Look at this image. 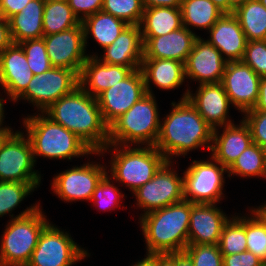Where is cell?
I'll return each mask as SVG.
<instances>
[{
  "label": "cell",
  "mask_w": 266,
  "mask_h": 266,
  "mask_svg": "<svg viewBox=\"0 0 266 266\" xmlns=\"http://www.w3.org/2000/svg\"><path fill=\"white\" fill-rule=\"evenodd\" d=\"M226 63L220 51L199 36L184 64L185 78L198 81L199 85L219 83L222 81Z\"/></svg>",
  "instance_id": "18"
},
{
  "label": "cell",
  "mask_w": 266,
  "mask_h": 266,
  "mask_svg": "<svg viewBox=\"0 0 266 266\" xmlns=\"http://www.w3.org/2000/svg\"><path fill=\"white\" fill-rule=\"evenodd\" d=\"M140 146L132 148V145L108 144L100 152H96V155H102L107 150L111 152L113 149L110 177L119 184L126 185L132 193L150 181L168 161L155 146Z\"/></svg>",
  "instance_id": "6"
},
{
  "label": "cell",
  "mask_w": 266,
  "mask_h": 266,
  "mask_svg": "<svg viewBox=\"0 0 266 266\" xmlns=\"http://www.w3.org/2000/svg\"><path fill=\"white\" fill-rule=\"evenodd\" d=\"M218 246L222 255L247 251L245 215L230 217L223 227Z\"/></svg>",
  "instance_id": "35"
},
{
  "label": "cell",
  "mask_w": 266,
  "mask_h": 266,
  "mask_svg": "<svg viewBox=\"0 0 266 266\" xmlns=\"http://www.w3.org/2000/svg\"><path fill=\"white\" fill-rule=\"evenodd\" d=\"M143 39L140 25H128L116 40L104 48V54L98 57L101 62L110 65H122L132 70L140 69L143 60Z\"/></svg>",
  "instance_id": "22"
},
{
  "label": "cell",
  "mask_w": 266,
  "mask_h": 266,
  "mask_svg": "<svg viewBox=\"0 0 266 266\" xmlns=\"http://www.w3.org/2000/svg\"><path fill=\"white\" fill-rule=\"evenodd\" d=\"M44 113L76 134L94 152L108 145L109 126L103 120L97 99L80 86L54 102Z\"/></svg>",
  "instance_id": "1"
},
{
  "label": "cell",
  "mask_w": 266,
  "mask_h": 266,
  "mask_svg": "<svg viewBox=\"0 0 266 266\" xmlns=\"http://www.w3.org/2000/svg\"><path fill=\"white\" fill-rule=\"evenodd\" d=\"M264 178H266V163H265V173H264ZM266 206V203H264V205H260L257 208L263 209Z\"/></svg>",
  "instance_id": "55"
},
{
  "label": "cell",
  "mask_w": 266,
  "mask_h": 266,
  "mask_svg": "<svg viewBox=\"0 0 266 266\" xmlns=\"http://www.w3.org/2000/svg\"><path fill=\"white\" fill-rule=\"evenodd\" d=\"M260 80L261 77L241 60L226 63L221 83L230 103L244 113L257 103Z\"/></svg>",
  "instance_id": "16"
},
{
  "label": "cell",
  "mask_w": 266,
  "mask_h": 266,
  "mask_svg": "<svg viewBox=\"0 0 266 266\" xmlns=\"http://www.w3.org/2000/svg\"><path fill=\"white\" fill-rule=\"evenodd\" d=\"M145 94L143 73L141 69L133 70L126 78L96 97L104 122L110 126Z\"/></svg>",
  "instance_id": "13"
},
{
  "label": "cell",
  "mask_w": 266,
  "mask_h": 266,
  "mask_svg": "<svg viewBox=\"0 0 266 266\" xmlns=\"http://www.w3.org/2000/svg\"><path fill=\"white\" fill-rule=\"evenodd\" d=\"M9 128L0 138V181L40 183L34 170L35 159L27 135ZM26 136V137H25Z\"/></svg>",
  "instance_id": "8"
},
{
  "label": "cell",
  "mask_w": 266,
  "mask_h": 266,
  "mask_svg": "<svg viewBox=\"0 0 266 266\" xmlns=\"http://www.w3.org/2000/svg\"><path fill=\"white\" fill-rule=\"evenodd\" d=\"M84 31L85 47L88 43V36H93L94 40L101 48L111 45L128 24L111 14L99 11L81 21Z\"/></svg>",
  "instance_id": "29"
},
{
  "label": "cell",
  "mask_w": 266,
  "mask_h": 266,
  "mask_svg": "<svg viewBox=\"0 0 266 266\" xmlns=\"http://www.w3.org/2000/svg\"><path fill=\"white\" fill-rule=\"evenodd\" d=\"M171 104V113L160 123L155 147L168 161L172 160V156H185L189 151L202 146H206L210 151L213 128L205 122L187 98Z\"/></svg>",
  "instance_id": "2"
},
{
  "label": "cell",
  "mask_w": 266,
  "mask_h": 266,
  "mask_svg": "<svg viewBox=\"0 0 266 266\" xmlns=\"http://www.w3.org/2000/svg\"><path fill=\"white\" fill-rule=\"evenodd\" d=\"M106 170V166L95 162L67 169L53 178V193L64 202L90 200L96 186L108 173Z\"/></svg>",
  "instance_id": "14"
},
{
  "label": "cell",
  "mask_w": 266,
  "mask_h": 266,
  "mask_svg": "<svg viewBox=\"0 0 266 266\" xmlns=\"http://www.w3.org/2000/svg\"><path fill=\"white\" fill-rule=\"evenodd\" d=\"M146 92L153 94L150 82L159 89L172 90L185 82L184 63L172 59H143L140 67Z\"/></svg>",
  "instance_id": "26"
},
{
  "label": "cell",
  "mask_w": 266,
  "mask_h": 266,
  "mask_svg": "<svg viewBox=\"0 0 266 266\" xmlns=\"http://www.w3.org/2000/svg\"><path fill=\"white\" fill-rule=\"evenodd\" d=\"M153 95L145 94L109 126L108 144L155 146L161 121Z\"/></svg>",
  "instance_id": "7"
},
{
  "label": "cell",
  "mask_w": 266,
  "mask_h": 266,
  "mask_svg": "<svg viewBox=\"0 0 266 266\" xmlns=\"http://www.w3.org/2000/svg\"><path fill=\"white\" fill-rule=\"evenodd\" d=\"M209 33L210 39L207 41L220 51L227 62L243 59L248 41L233 14H223L209 30Z\"/></svg>",
  "instance_id": "23"
},
{
  "label": "cell",
  "mask_w": 266,
  "mask_h": 266,
  "mask_svg": "<svg viewBox=\"0 0 266 266\" xmlns=\"http://www.w3.org/2000/svg\"><path fill=\"white\" fill-rule=\"evenodd\" d=\"M13 44L9 22L0 15V53Z\"/></svg>",
  "instance_id": "46"
},
{
  "label": "cell",
  "mask_w": 266,
  "mask_h": 266,
  "mask_svg": "<svg viewBox=\"0 0 266 266\" xmlns=\"http://www.w3.org/2000/svg\"><path fill=\"white\" fill-rule=\"evenodd\" d=\"M224 14H233L234 8L227 0H211Z\"/></svg>",
  "instance_id": "51"
},
{
  "label": "cell",
  "mask_w": 266,
  "mask_h": 266,
  "mask_svg": "<svg viewBox=\"0 0 266 266\" xmlns=\"http://www.w3.org/2000/svg\"><path fill=\"white\" fill-rule=\"evenodd\" d=\"M34 159H68L96 154L82 139L62 125L54 122L44 112L27 115L23 119Z\"/></svg>",
  "instance_id": "4"
},
{
  "label": "cell",
  "mask_w": 266,
  "mask_h": 266,
  "mask_svg": "<svg viewBox=\"0 0 266 266\" xmlns=\"http://www.w3.org/2000/svg\"><path fill=\"white\" fill-rule=\"evenodd\" d=\"M101 11L113 15L128 25H140L144 7L142 0H103Z\"/></svg>",
  "instance_id": "37"
},
{
  "label": "cell",
  "mask_w": 266,
  "mask_h": 266,
  "mask_svg": "<svg viewBox=\"0 0 266 266\" xmlns=\"http://www.w3.org/2000/svg\"><path fill=\"white\" fill-rule=\"evenodd\" d=\"M242 61L259 77H266V40L248 41Z\"/></svg>",
  "instance_id": "41"
},
{
  "label": "cell",
  "mask_w": 266,
  "mask_h": 266,
  "mask_svg": "<svg viewBox=\"0 0 266 266\" xmlns=\"http://www.w3.org/2000/svg\"><path fill=\"white\" fill-rule=\"evenodd\" d=\"M194 160L183 173V199L193 204L220 203L223 195L224 174L228 169L216 161Z\"/></svg>",
  "instance_id": "9"
},
{
  "label": "cell",
  "mask_w": 266,
  "mask_h": 266,
  "mask_svg": "<svg viewBox=\"0 0 266 266\" xmlns=\"http://www.w3.org/2000/svg\"><path fill=\"white\" fill-rule=\"evenodd\" d=\"M43 39L52 67L68 68L80 74L89 56L85 54L82 23L66 31L44 35Z\"/></svg>",
  "instance_id": "15"
},
{
  "label": "cell",
  "mask_w": 266,
  "mask_h": 266,
  "mask_svg": "<svg viewBox=\"0 0 266 266\" xmlns=\"http://www.w3.org/2000/svg\"><path fill=\"white\" fill-rule=\"evenodd\" d=\"M108 174L96 186L90 199L102 211L107 209L113 210L115 207H119V200L124 198V195L119 192V189L114 186L113 182H110L111 178Z\"/></svg>",
  "instance_id": "39"
},
{
  "label": "cell",
  "mask_w": 266,
  "mask_h": 266,
  "mask_svg": "<svg viewBox=\"0 0 266 266\" xmlns=\"http://www.w3.org/2000/svg\"><path fill=\"white\" fill-rule=\"evenodd\" d=\"M186 98L213 129L233 124L228 115L231 103L221 82L201 84L194 94L187 89L180 99Z\"/></svg>",
  "instance_id": "17"
},
{
  "label": "cell",
  "mask_w": 266,
  "mask_h": 266,
  "mask_svg": "<svg viewBox=\"0 0 266 266\" xmlns=\"http://www.w3.org/2000/svg\"><path fill=\"white\" fill-rule=\"evenodd\" d=\"M243 120L249 126L253 143L266 149V111L248 110Z\"/></svg>",
  "instance_id": "42"
},
{
  "label": "cell",
  "mask_w": 266,
  "mask_h": 266,
  "mask_svg": "<svg viewBox=\"0 0 266 266\" xmlns=\"http://www.w3.org/2000/svg\"><path fill=\"white\" fill-rule=\"evenodd\" d=\"M250 110L266 111V77H261L259 83V96L256 105Z\"/></svg>",
  "instance_id": "49"
},
{
  "label": "cell",
  "mask_w": 266,
  "mask_h": 266,
  "mask_svg": "<svg viewBox=\"0 0 266 266\" xmlns=\"http://www.w3.org/2000/svg\"><path fill=\"white\" fill-rule=\"evenodd\" d=\"M131 266H157V254H146L145 258Z\"/></svg>",
  "instance_id": "50"
},
{
  "label": "cell",
  "mask_w": 266,
  "mask_h": 266,
  "mask_svg": "<svg viewBox=\"0 0 266 266\" xmlns=\"http://www.w3.org/2000/svg\"><path fill=\"white\" fill-rule=\"evenodd\" d=\"M266 163V149L256 143L249 145L228 168V177H264Z\"/></svg>",
  "instance_id": "33"
},
{
  "label": "cell",
  "mask_w": 266,
  "mask_h": 266,
  "mask_svg": "<svg viewBox=\"0 0 266 266\" xmlns=\"http://www.w3.org/2000/svg\"><path fill=\"white\" fill-rule=\"evenodd\" d=\"M198 37L184 26L166 35L142 37L143 59H172L185 64Z\"/></svg>",
  "instance_id": "20"
},
{
  "label": "cell",
  "mask_w": 266,
  "mask_h": 266,
  "mask_svg": "<svg viewBox=\"0 0 266 266\" xmlns=\"http://www.w3.org/2000/svg\"><path fill=\"white\" fill-rule=\"evenodd\" d=\"M18 44L24 50L27 57L28 67L34 75H40L52 68L43 37L38 39H28Z\"/></svg>",
  "instance_id": "38"
},
{
  "label": "cell",
  "mask_w": 266,
  "mask_h": 266,
  "mask_svg": "<svg viewBox=\"0 0 266 266\" xmlns=\"http://www.w3.org/2000/svg\"><path fill=\"white\" fill-rule=\"evenodd\" d=\"M4 98H0V136H2L10 127L9 126H5L3 127V118L5 117L4 116Z\"/></svg>",
  "instance_id": "53"
},
{
  "label": "cell",
  "mask_w": 266,
  "mask_h": 266,
  "mask_svg": "<svg viewBox=\"0 0 266 266\" xmlns=\"http://www.w3.org/2000/svg\"><path fill=\"white\" fill-rule=\"evenodd\" d=\"M166 255L174 262V266H194L192 259L185 251L171 252Z\"/></svg>",
  "instance_id": "47"
},
{
  "label": "cell",
  "mask_w": 266,
  "mask_h": 266,
  "mask_svg": "<svg viewBox=\"0 0 266 266\" xmlns=\"http://www.w3.org/2000/svg\"><path fill=\"white\" fill-rule=\"evenodd\" d=\"M40 203L31 205L19 215L11 216L0 239V266H26L37 246L39 236L50 223Z\"/></svg>",
  "instance_id": "5"
},
{
  "label": "cell",
  "mask_w": 266,
  "mask_h": 266,
  "mask_svg": "<svg viewBox=\"0 0 266 266\" xmlns=\"http://www.w3.org/2000/svg\"><path fill=\"white\" fill-rule=\"evenodd\" d=\"M172 162L167 161L150 181L133 192L136 205L144 209L140 217L183 200V177L170 168Z\"/></svg>",
  "instance_id": "12"
},
{
  "label": "cell",
  "mask_w": 266,
  "mask_h": 266,
  "mask_svg": "<svg viewBox=\"0 0 266 266\" xmlns=\"http://www.w3.org/2000/svg\"><path fill=\"white\" fill-rule=\"evenodd\" d=\"M223 266H266V264L250 251L223 255Z\"/></svg>",
  "instance_id": "44"
},
{
  "label": "cell",
  "mask_w": 266,
  "mask_h": 266,
  "mask_svg": "<svg viewBox=\"0 0 266 266\" xmlns=\"http://www.w3.org/2000/svg\"><path fill=\"white\" fill-rule=\"evenodd\" d=\"M33 76L19 44L13 43L0 53V86L11 101L16 102L26 91Z\"/></svg>",
  "instance_id": "19"
},
{
  "label": "cell",
  "mask_w": 266,
  "mask_h": 266,
  "mask_svg": "<svg viewBox=\"0 0 266 266\" xmlns=\"http://www.w3.org/2000/svg\"><path fill=\"white\" fill-rule=\"evenodd\" d=\"M184 251L190 256L194 266H223V255L218 244H188Z\"/></svg>",
  "instance_id": "40"
},
{
  "label": "cell",
  "mask_w": 266,
  "mask_h": 266,
  "mask_svg": "<svg viewBox=\"0 0 266 266\" xmlns=\"http://www.w3.org/2000/svg\"><path fill=\"white\" fill-rule=\"evenodd\" d=\"M39 185L40 183L0 181V217L7 213L11 214L23 199Z\"/></svg>",
  "instance_id": "36"
},
{
  "label": "cell",
  "mask_w": 266,
  "mask_h": 266,
  "mask_svg": "<svg viewBox=\"0 0 266 266\" xmlns=\"http://www.w3.org/2000/svg\"><path fill=\"white\" fill-rule=\"evenodd\" d=\"M180 8L182 24L190 31L191 26L210 30L224 14L211 0H182Z\"/></svg>",
  "instance_id": "31"
},
{
  "label": "cell",
  "mask_w": 266,
  "mask_h": 266,
  "mask_svg": "<svg viewBox=\"0 0 266 266\" xmlns=\"http://www.w3.org/2000/svg\"><path fill=\"white\" fill-rule=\"evenodd\" d=\"M229 219L217 204H194L189 219L188 244H218Z\"/></svg>",
  "instance_id": "21"
},
{
  "label": "cell",
  "mask_w": 266,
  "mask_h": 266,
  "mask_svg": "<svg viewBox=\"0 0 266 266\" xmlns=\"http://www.w3.org/2000/svg\"><path fill=\"white\" fill-rule=\"evenodd\" d=\"M247 41L266 40V8L259 0H247L233 11Z\"/></svg>",
  "instance_id": "30"
},
{
  "label": "cell",
  "mask_w": 266,
  "mask_h": 266,
  "mask_svg": "<svg viewBox=\"0 0 266 266\" xmlns=\"http://www.w3.org/2000/svg\"><path fill=\"white\" fill-rule=\"evenodd\" d=\"M132 71L130 67L106 64L96 56H88L79 74V86L96 98L100 93L126 78Z\"/></svg>",
  "instance_id": "24"
},
{
  "label": "cell",
  "mask_w": 266,
  "mask_h": 266,
  "mask_svg": "<svg viewBox=\"0 0 266 266\" xmlns=\"http://www.w3.org/2000/svg\"><path fill=\"white\" fill-rule=\"evenodd\" d=\"M250 210V216H245L247 251L266 264V212L260 208Z\"/></svg>",
  "instance_id": "34"
},
{
  "label": "cell",
  "mask_w": 266,
  "mask_h": 266,
  "mask_svg": "<svg viewBox=\"0 0 266 266\" xmlns=\"http://www.w3.org/2000/svg\"><path fill=\"white\" fill-rule=\"evenodd\" d=\"M90 256L71 235L49 223L41 232L26 266H72Z\"/></svg>",
  "instance_id": "10"
},
{
  "label": "cell",
  "mask_w": 266,
  "mask_h": 266,
  "mask_svg": "<svg viewBox=\"0 0 266 266\" xmlns=\"http://www.w3.org/2000/svg\"><path fill=\"white\" fill-rule=\"evenodd\" d=\"M42 21L44 35L66 31L81 23L67 0L45 1Z\"/></svg>",
  "instance_id": "32"
},
{
  "label": "cell",
  "mask_w": 266,
  "mask_h": 266,
  "mask_svg": "<svg viewBox=\"0 0 266 266\" xmlns=\"http://www.w3.org/2000/svg\"><path fill=\"white\" fill-rule=\"evenodd\" d=\"M259 2L266 8V0H259Z\"/></svg>",
  "instance_id": "56"
},
{
  "label": "cell",
  "mask_w": 266,
  "mask_h": 266,
  "mask_svg": "<svg viewBox=\"0 0 266 266\" xmlns=\"http://www.w3.org/2000/svg\"><path fill=\"white\" fill-rule=\"evenodd\" d=\"M75 16L83 21L90 15L101 11L103 0H67ZM82 16H81V15Z\"/></svg>",
  "instance_id": "43"
},
{
  "label": "cell",
  "mask_w": 266,
  "mask_h": 266,
  "mask_svg": "<svg viewBox=\"0 0 266 266\" xmlns=\"http://www.w3.org/2000/svg\"><path fill=\"white\" fill-rule=\"evenodd\" d=\"M219 128L213 129L212 157L227 169L239 155L253 143L249 126L242 119L239 125L234 123L223 126V133Z\"/></svg>",
  "instance_id": "25"
},
{
  "label": "cell",
  "mask_w": 266,
  "mask_h": 266,
  "mask_svg": "<svg viewBox=\"0 0 266 266\" xmlns=\"http://www.w3.org/2000/svg\"><path fill=\"white\" fill-rule=\"evenodd\" d=\"M182 0H142L144 9L151 7H181Z\"/></svg>",
  "instance_id": "48"
},
{
  "label": "cell",
  "mask_w": 266,
  "mask_h": 266,
  "mask_svg": "<svg viewBox=\"0 0 266 266\" xmlns=\"http://www.w3.org/2000/svg\"><path fill=\"white\" fill-rule=\"evenodd\" d=\"M227 1L235 9L236 7L241 5L242 3L246 2L247 0H227Z\"/></svg>",
  "instance_id": "54"
},
{
  "label": "cell",
  "mask_w": 266,
  "mask_h": 266,
  "mask_svg": "<svg viewBox=\"0 0 266 266\" xmlns=\"http://www.w3.org/2000/svg\"><path fill=\"white\" fill-rule=\"evenodd\" d=\"M193 205L183 199L139 218L147 254L184 251L188 245L189 219Z\"/></svg>",
  "instance_id": "3"
},
{
  "label": "cell",
  "mask_w": 266,
  "mask_h": 266,
  "mask_svg": "<svg viewBox=\"0 0 266 266\" xmlns=\"http://www.w3.org/2000/svg\"><path fill=\"white\" fill-rule=\"evenodd\" d=\"M30 1L31 0H0V15L8 20L13 15L20 13Z\"/></svg>",
  "instance_id": "45"
},
{
  "label": "cell",
  "mask_w": 266,
  "mask_h": 266,
  "mask_svg": "<svg viewBox=\"0 0 266 266\" xmlns=\"http://www.w3.org/2000/svg\"><path fill=\"white\" fill-rule=\"evenodd\" d=\"M183 27L180 7H151L144 9L140 29L142 37H158Z\"/></svg>",
  "instance_id": "28"
},
{
  "label": "cell",
  "mask_w": 266,
  "mask_h": 266,
  "mask_svg": "<svg viewBox=\"0 0 266 266\" xmlns=\"http://www.w3.org/2000/svg\"><path fill=\"white\" fill-rule=\"evenodd\" d=\"M44 5V0H31L20 13L8 19L13 43L18 44L44 36L42 21Z\"/></svg>",
  "instance_id": "27"
},
{
  "label": "cell",
  "mask_w": 266,
  "mask_h": 266,
  "mask_svg": "<svg viewBox=\"0 0 266 266\" xmlns=\"http://www.w3.org/2000/svg\"><path fill=\"white\" fill-rule=\"evenodd\" d=\"M78 86L79 74L75 70L52 67L40 75H34L26 91L16 101L27 100L42 113Z\"/></svg>",
  "instance_id": "11"
},
{
  "label": "cell",
  "mask_w": 266,
  "mask_h": 266,
  "mask_svg": "<svg viewBox=\"0 0 266 266\" xmlns=\"http://www.w3.org/2000/svg\"><path fill=\"white\" fill-rule=\"evenodd\" d=\"M157 266H174V262L166 254H157Z\"/></svg>",
  "instance_id": "52"
}]
</instances>
